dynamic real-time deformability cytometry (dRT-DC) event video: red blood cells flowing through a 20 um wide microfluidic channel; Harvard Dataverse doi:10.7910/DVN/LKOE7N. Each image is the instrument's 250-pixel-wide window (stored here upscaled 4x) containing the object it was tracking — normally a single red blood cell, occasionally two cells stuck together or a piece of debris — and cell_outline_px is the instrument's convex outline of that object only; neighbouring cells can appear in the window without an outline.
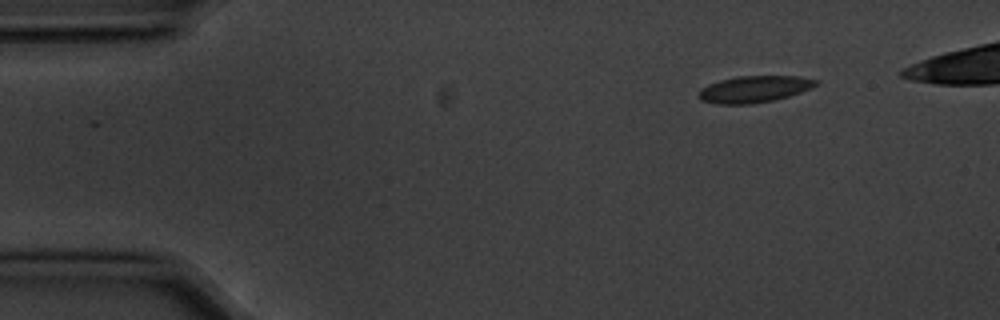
{"species": "common noctule bat (a hibernating species)", "species_latin": "Nyctalus noctula", "temperature_condition": "cold", "stored_images_in_passage": 5, "segment_of_instrument_passage": [2, 2], "camera_frame_rate_fps": 3000, "um_per_image_px": 0.085, "animal": {"sex": "male", "body_mass_g": 20.1, "forearm_length_mm": 53.5}, "frame": {"image": 1, "passage_image": 5, "time_ms": 1.333, "image_size_px": [1000, 320], "cell_outline_px": [[820, 80], [812, 88], [788, 96], [772, 100], [748, 104], [716, 104], [700, 100], [696, 96], [700, 88], [708, 84], [720, 80], [736, 76], [800, 76]], "centroid_in_image_um": [64.06, 7.57], "position_along_channel_um": 20.9, "area_um2": 18.32}}